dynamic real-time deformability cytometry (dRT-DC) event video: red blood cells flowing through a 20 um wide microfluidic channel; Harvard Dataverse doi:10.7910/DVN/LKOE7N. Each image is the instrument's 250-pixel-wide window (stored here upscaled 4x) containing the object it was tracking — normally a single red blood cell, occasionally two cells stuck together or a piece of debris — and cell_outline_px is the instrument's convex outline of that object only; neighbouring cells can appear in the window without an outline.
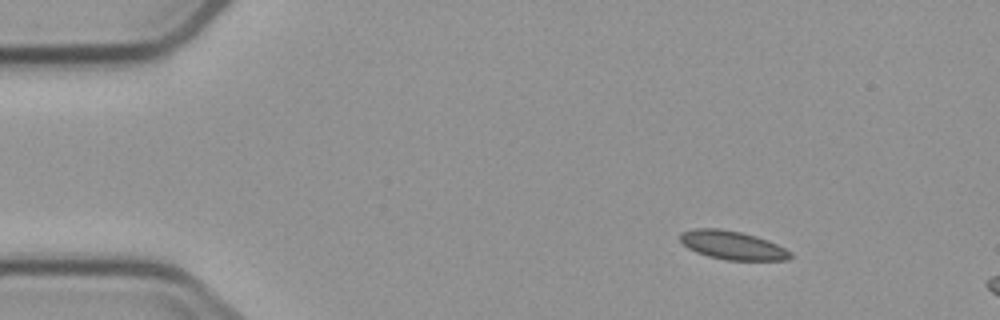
{"species": "common noctule bat (a hibernating species)", "species_latin": "Nyctalus noctula", "temperature_condition": "cold", "stored_images_in_passage": 3, "camera_frame_rate_fps": 3000, "um_per_image_px": 0.085, "animal": {"sex": "male", "body_mass_g": 23.1, "forearm_length_mm": 52.7}, "frame": {"image": 1, "passage_image": 1, "time_ms": 0.0, "image_size_px": [1000, 320], "cell_outline_px": [[792, 256], [788, 260], [724, 260], [708, 256], [696, 252], [688, 248], [680, 240], [680, 232], [692, 228], [720, 228], [740, 232], [756, 236], [768, 240], [792, 252]], "centroid_in_image_um": [62.24, 20.84], "position_along_channel_um": 22.8, "area_um2": 18.44}}